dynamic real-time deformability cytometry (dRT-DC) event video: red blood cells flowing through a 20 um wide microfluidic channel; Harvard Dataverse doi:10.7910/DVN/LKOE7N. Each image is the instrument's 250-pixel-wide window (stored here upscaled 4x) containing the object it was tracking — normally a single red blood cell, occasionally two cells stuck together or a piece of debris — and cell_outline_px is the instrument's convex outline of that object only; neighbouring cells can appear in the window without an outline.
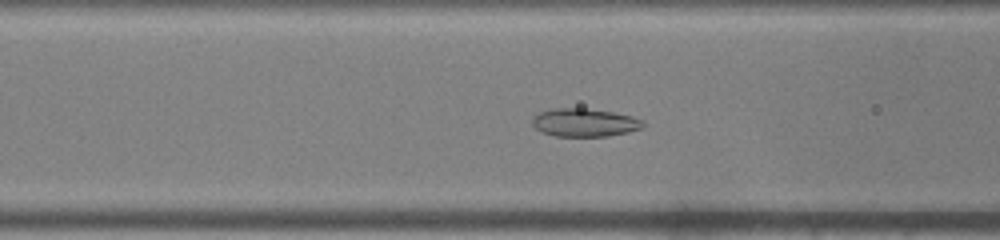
{"species": "common noctule bat (a hibernating species)", "species_latin": "Nyctalus noctula", "temperature_condition": "warm", "stored_images_in_passage": 43, "camera_frame_rate_fps": 3000, "um_per_image_px": 0.085, "animal": {"sex": "male", "body_mass_g": 19.0, "forearm_length_mm": 50.8}, "frame": {"image": 1, "passage_image": 12, "time_ms": 3.667, "image_size_px": [1000, 240], "cell_outline_px": [[644, 124], [640, 128], [628, 132], [608, 136], [556, 136], [540, 132], [532, 124], [532, 116], [540, 112], [552, 108], [584, 108], [612, 112], [632, 116], [644, 120]], "centroid_in_image_um": [49.66, 10.41], "position_along_channel_um": 116.9, "area_um2": 18.21}}
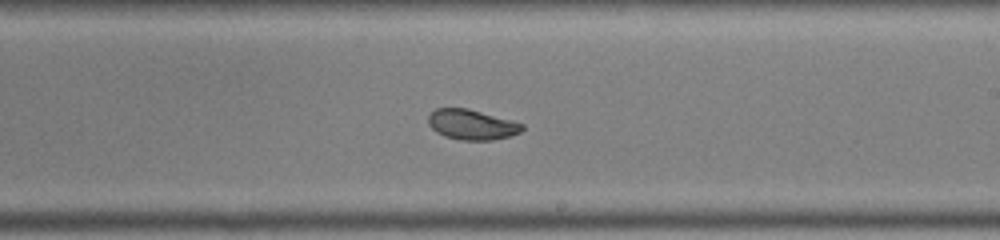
{"frame": {"image": 2, "passage_image": 22, "time_ms": 7.0, "image_size_px": [1000, 240], "cell_outline_px": [[524, 128], [520, 132], [508, 136], [492, 140], [460, 140], [444, 136], [436, 132], [428, 124], [428, 116], [436, 108], [468, 108], [512, 120], [524, 124]], "centroid_in_image_um": [40.09, 10.59], "position_along_channel_um": 248.9, "area_um2": 16.53}}
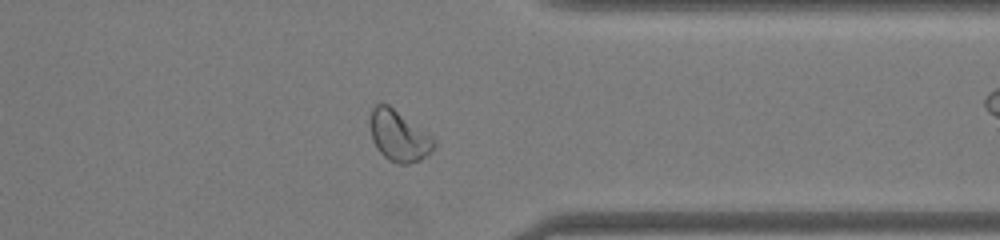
{"frame": {"image": 3, "passage_image": 32, "time_ms": 10.333, "image_size_px": [1000, 240], "cell_outline_px": [[436, 144], [420, 160], [408, 164], [400, 164], [388, 160], [376, 148], [372, 140], [372, 108], [380, 100], [388, 104], [432, 136], [436, 140]], "centroid_in_image_um": [33.89, 11.54], "position_along_channel_um": 377.5, "area_um2": 18.61}, "authors_computed_cell_mechanics": {"area_um2": 18.6116, "velocity_mm_per_s": 3.9714, "shape_relaxation_time_tau1_ms": 10.7173, "shape_relaxation_time_tau2_ms": 1.0794, "deformation_change_tau1": 0.1915, "deformation_change_tau2": 0.0636}}